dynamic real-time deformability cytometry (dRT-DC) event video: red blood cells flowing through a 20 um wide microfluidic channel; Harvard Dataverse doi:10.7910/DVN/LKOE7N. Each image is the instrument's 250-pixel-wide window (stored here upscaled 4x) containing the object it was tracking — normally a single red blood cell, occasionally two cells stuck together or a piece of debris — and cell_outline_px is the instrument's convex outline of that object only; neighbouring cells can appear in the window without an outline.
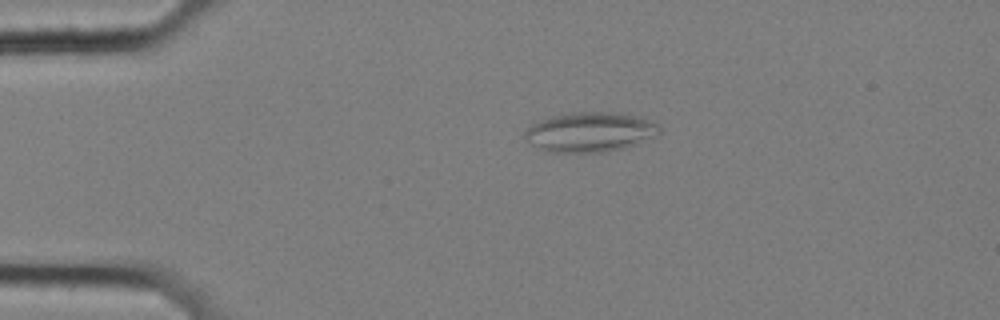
{"species": "common noctule bat (a hibernating species)", "species_latin": "Nyctalus noctula", "temperature_condition": "cold", "stored_images_in_passage": 58, "camera_frame_rate_fps": 3000, "um_per_image_px": 0.085, "animal": {"sex": "female", "body_mass_g": 25.1}, "frame": {"image": 1, "passage_image": 13, "time_ms": 4.0, "image_size_px": [1000, 320], "cell_outline_px": [[660, 136], [624, 148], [604, 152], [548, 152], [524, 140], [524, 132], [532, 124], [548, 116], [576, 112], [616, 112], [652, 120], [660, 128]], "centroid_in_image_um": [50.17, 11.22], "position_along_channel_um": 34.8, "area_um2": 31.39}}
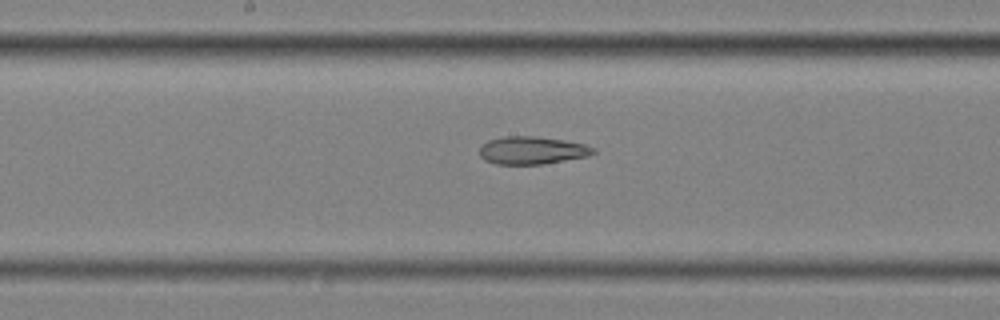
{"frame": {"image": 2, "passage_image": 31, "time_ms": 10.0, "image_size_px": [1000, 320], "cell_outline_px": [[596, 152], [588, 156], [544, 164], [496, 164], [484, 160], [480, 156], [480, 148], [488, 140], [504, 136], [536, 136], [564, 140], [584, 144], [596, 148]], "centroid_in_image_um": [45.24, 12.78], "position_along_channel_um": 203.0, "area_um2": 18.44}}
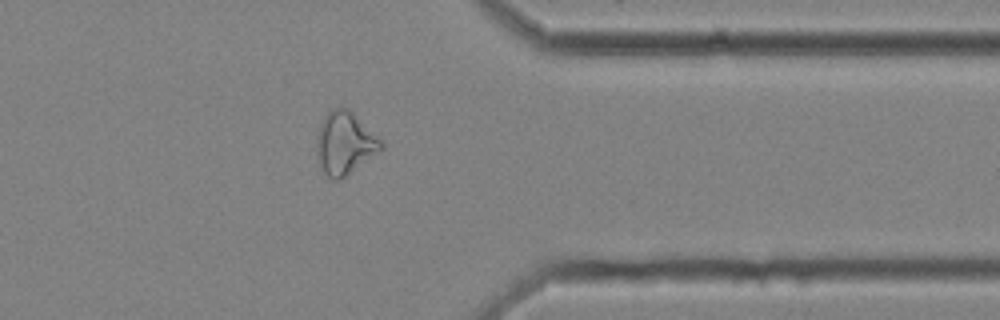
{"frame": {"image": 3, "passage_image": 47, "time_ms": 15.333, "image_size_px": [1000, 320], "cell_outline_px": [[384, 148], [344, 176], [336, 180], [332, 180], [324, 172], [316, 156], [316, 136], [320, 124], [324, 116], [332, 108], [348, 108], [384, 144]], "centroid_in_image_um": [29.26, 12.16], "position_along_channel_um": 382.1, "area_um2": 23.0}, "authors_computed_cell_mechanics": {"area_um2": 23.987, "velocity_mm_per_s": 3.5032, "shape_relaxation_time_tau1_ms": null, "shape_relaxation_time_tau2_ms": 4.7763, "deformation_change_tau1": null, "deformation_change_tau2": 0.1444}}